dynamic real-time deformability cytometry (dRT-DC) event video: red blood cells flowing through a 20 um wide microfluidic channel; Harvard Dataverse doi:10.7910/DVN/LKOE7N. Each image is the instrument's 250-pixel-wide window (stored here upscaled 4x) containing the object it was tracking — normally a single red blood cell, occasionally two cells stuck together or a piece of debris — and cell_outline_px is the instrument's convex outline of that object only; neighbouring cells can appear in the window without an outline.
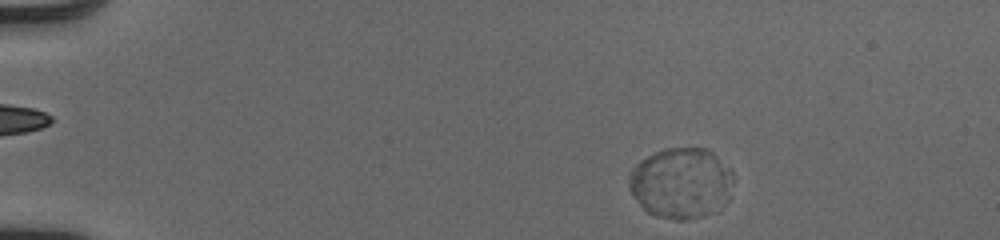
{"species": "human", "species_latin": "Homo sapiens", "temperature_condition": "cold", "stored_images_in_passage": 45, "camera_frame_rate_fps": 3000, "um_per_image_px": 0.085, "donor": {"sex": "male"}, "frame": {"image": 1, "passage_image": 2, "time_ms": 0.333, "image_size_px": [1000, 240], "cell_outline_px": [[732, 180], [708, 212], [704, 216], [688, 220], [676, 220], [656, 216], [648, 212], [640, 204], [632, 192], [628, 184], [628, 176], [632, 168], [640, 160], [664, 148], [708, 148], [732, 172]], "centroid_in_image_um": [57.75, 15.51], "position_along_channel_um": 27.3, "area_um2": 41.27}}
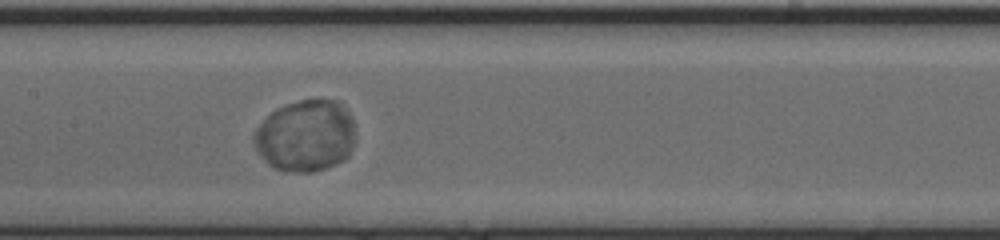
{"frame": {"image": 2, "passage_image": 21, "time_ms": 6.667, "image_size_px": [1000, 240], "cell_outline_px": [[356, 140], [348, 156], [344, 160], [328, 168], [312, 172], [284, 172], [272, 168], [268, 164], [256, 148], [252, 140], [256, 128], [276, 108], [284, 104], [300, 100], [336, 100], [348, 112], [352, 120]], "centroid_in_image_um": [25.98, 11.57], "position_along_channel_um": 181.4, "area_um2": 42.6}}
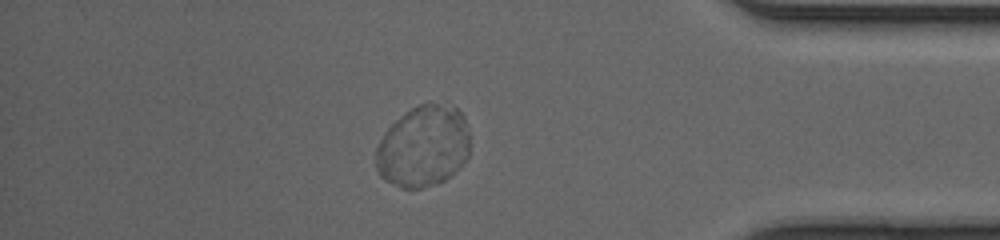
{"frame": {"image": 3, "passage_image": 39, "time_ms": 12.667, "image_size_px": [1000, 240], "cell_outline_px": [[468, 156], [444, 180], [436, 184], [420, 188], [400, 188], [384, 180], [380, 176], [376, 168], [376, 148], [384, 132], [400, 116], [412, 108], [428, 100], [432, 100], [456, 108], [464, 116], [468, 132]], "centroid_in_image_um": [35.95, 12.42], "position_along_channel_um": 399.3, "area_um2": 44.56}, "authors_computed_cell_mechanics": {"area_um2": 42.8876, "velocity_mm_per_s": 3.9989, "shape_relaxation_time_tau1_ms": 1.5756, "shape_relaxation_time_tau2_ms": null, "deformation_change_tau1": 0.0241, "deformation_change_tau2": null}}